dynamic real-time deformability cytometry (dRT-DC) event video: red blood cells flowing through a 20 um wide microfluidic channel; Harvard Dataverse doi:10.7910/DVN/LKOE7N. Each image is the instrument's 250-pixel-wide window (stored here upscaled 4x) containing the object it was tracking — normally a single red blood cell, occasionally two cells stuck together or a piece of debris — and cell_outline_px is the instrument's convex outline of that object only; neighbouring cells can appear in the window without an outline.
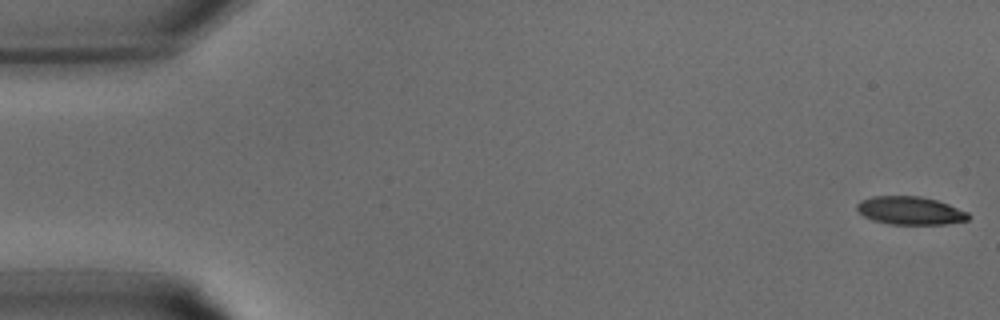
{"species": "common noctule bat (a hibernating species)", "species_latin": "Nyctalus noctula", "temperature_condition": "warm", "stored_images_in_passage": 33, "camera_frame_rate_fps": 3000, "um_per_image_px": 0.085, "animal": {"sex": "male", "body_mass_g": 15.6}, "frame": {"image": 1, "passage_image": 1, "time_ms": 0.0, "image_size_px": [1000, 320], "cell_outline_px": [[972, 216], [968, 220], [948, 224], [888, 224], [872, 220], [864, 216], [856, 208], [856, 204], [860, 200], [872, 196], [920, 196], [936, 200], [948, 204], [968, 212]], "centroid_in_image_um": [77.37, 17.9], "position_along_channel_um": 7.6, "area_um2": 18.38}}
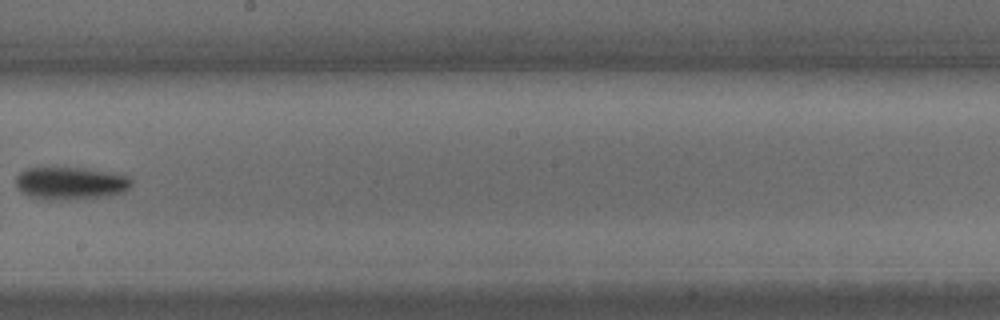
{"frame": {"image": 2, "passage_image": 19, "time_ms": 6.0, "image_size_px": [1000, 320], "cell_outline_px": [[132, 184], [124, 192], [108, 196], [60, 200], [40, 200], [28, 196], [16, 188], [16, 176], [20, 172], [28, 168], [84, 168], [108, 172], [128, 176], [132, 180]], "centroid_in_image_um": [5.96, 15.59], "position_along_channel_um": 242.2, "area_um2": 22.08}}
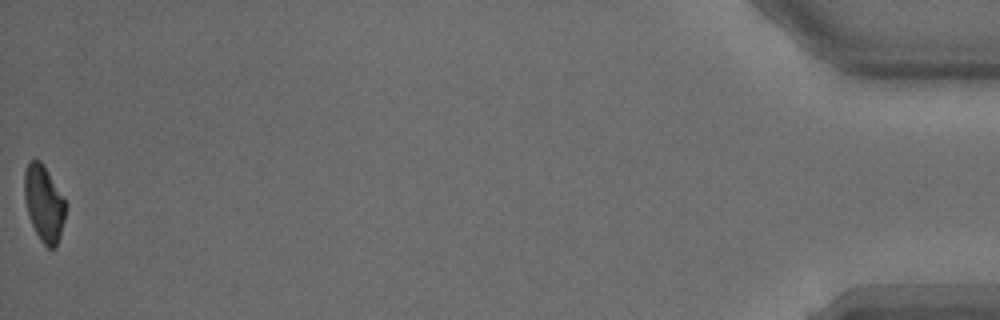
{"frame": {"image": 3, "passage_image": 33, "time_ms": 10.667, "image_size_px": [1000, 320], "cell_outline_px": [[68, 204], [60, 236], [56, 248], [48, 248], [40, 240], [32, 224], [24, 200], [24, 168], [32, 160], [40, 160], [44, 164]], "centroid_in_image_um": [3.75, 17.27], "position_along_channel_um": 431.4, "area_um2": 18.5}}